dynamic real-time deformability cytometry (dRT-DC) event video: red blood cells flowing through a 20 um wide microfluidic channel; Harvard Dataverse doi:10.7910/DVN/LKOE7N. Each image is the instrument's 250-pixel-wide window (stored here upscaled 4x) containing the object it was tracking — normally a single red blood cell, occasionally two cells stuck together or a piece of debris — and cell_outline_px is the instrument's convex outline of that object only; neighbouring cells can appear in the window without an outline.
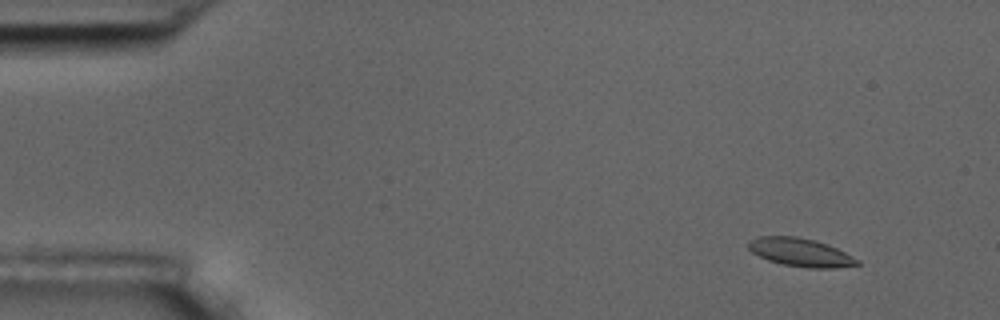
{"species": "common noctule bat (a hibernating species)", "species_latin": "Nyctalus noctula", "temperature_condition": "room temperature", "stored_images_in_passage": 10, "camera_frame_rate_fps": 3000, "um_per_image_px": 0.085, "animal": {"sex": "male", "body_mass_g": 17.5, "forearm_length_mm": 52.3}, "frame": {"image": 1, "passage_image": 2, "time_ms": 1.0, "image_size_px": [1000, 320], "cell_outline_px": [[860, 264], [836, 268], [808, 268], [784, 264], [768, 260], [752, 252], [748, 248], [748, 240], [760, 236], [796, 236], [816, 240], [828, 244], [860, 260]], "centroid_in_image_um": [68.05, 21.44], "position_along_channel_um": 17.0, "area_um2": 17.92}}
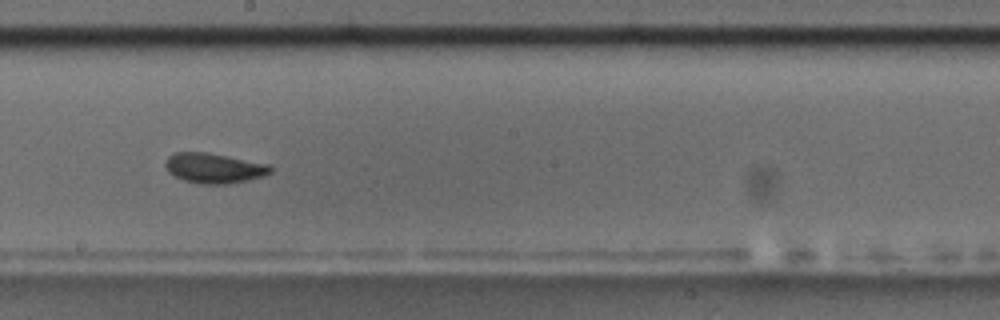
{"frame": {"image": 2, "passage_image": 9, "time_ms": 9.667, "image_size_px": [1000, 320], "cell_outline_px": [[272, 172], [264, 176], [248, 180], [224, 184], [200, 184], [184, 180], [168, 172], [164, 164], [164, 160], [168, 156], [176, 152], [208, 152], [272, 164]], "centroid_in_image_um": [18.22, 14.28], "position_along_channel_um": 230.0, "area_um2": 18.67}}
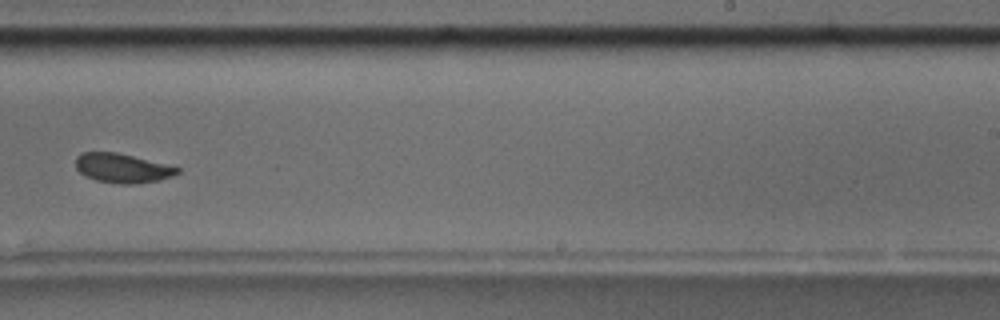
{"frame": {"image": 3, "passage_image": 10, "time_ms": 11.0, "image_size_px": [1000, 320], "cell_outline_px": [[180, 172], [172, 176], [160, 180], [132, 184], [120, 184], [96, 180], [84, 176], [76, 168], [76, 156], [80, 152], [116, 152], [180, 168]], "centroid_in_image_um": [10.36, 14.29], "position_along_channel_um": 278.6, "area_um2": 17.22}}